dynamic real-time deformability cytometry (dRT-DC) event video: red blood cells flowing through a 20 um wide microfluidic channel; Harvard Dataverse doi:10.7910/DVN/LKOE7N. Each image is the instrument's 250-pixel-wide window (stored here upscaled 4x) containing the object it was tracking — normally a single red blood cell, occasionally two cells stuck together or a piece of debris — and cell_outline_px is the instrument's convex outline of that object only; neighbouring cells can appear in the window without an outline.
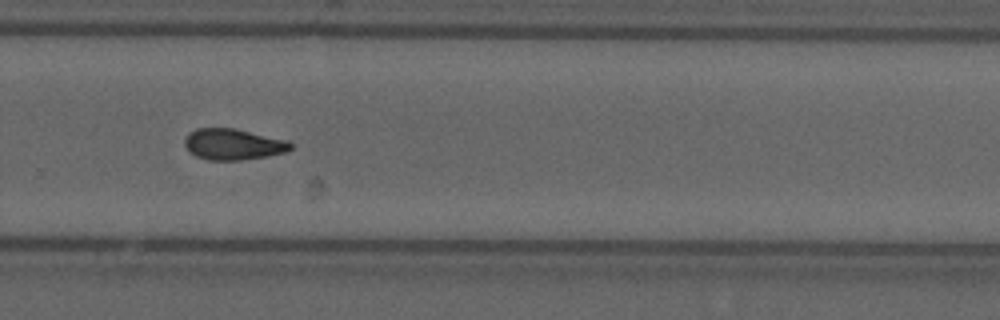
{"species": "common noctule bat (a hibernating species)", "species_latin": "Nyctalus noctula", "temperature_condition": "cold", "stored_images_in_passage": 40, "camera_frame_rate_fps": 3000, "um_per_image_px": 0.085, "animal": {"sex": "male", "forearm_length_mm": 52.5}, "frame": {"image": 1, "passage_image": 23, "time_ms": 7.333, "image_size_px": [1000, 320], "cell_outline_px": [[292, 148], [288, 152], [268, 156], [240, 160], [208, 160], [196, 156], [184, 144], [184, 140], [188, 132], [196, 128], [236, 128], [288, 140], [292, 144]], "centroid_in_image_um": [19.85, 12.25], "position_along_channel_um": 310.0, "area_um2": 19.36}, "authors_computed_cell_mechanics": {"area_um2": 19.3341, "velocity_mm_per_s": 3.7033, "shape_relaxation_time_tau1_ms": 7.3947, "shape_relaxation_time_tau2_ms": 5.0471, "deformation_change_tau1": 0.1854, "deformation_change_tau2": 0.128}}